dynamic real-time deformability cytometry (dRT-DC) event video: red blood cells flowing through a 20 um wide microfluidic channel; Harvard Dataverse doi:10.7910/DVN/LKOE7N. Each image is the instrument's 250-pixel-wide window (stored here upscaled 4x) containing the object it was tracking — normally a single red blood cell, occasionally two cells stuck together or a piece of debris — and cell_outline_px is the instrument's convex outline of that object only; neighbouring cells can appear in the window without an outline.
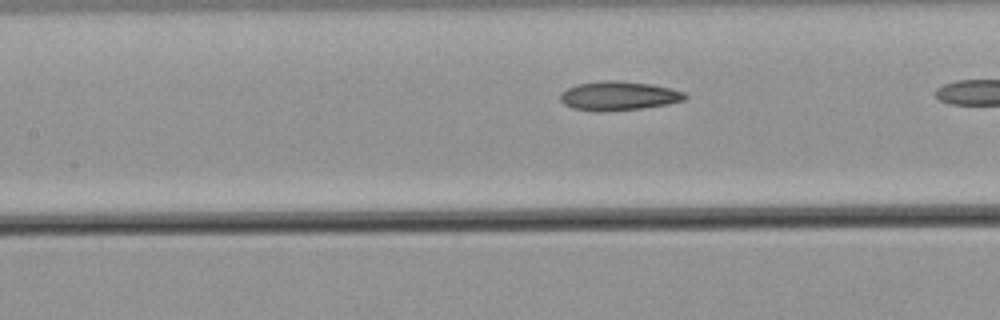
{"species": "common noctule bat (a hibernating species)", "species_latin": "Nyctalus noctula", "temperature_condition": "warm", "stored_images_in_passage": 15, "camera_frame_rate_fps": 3000, "um_per_image_px": 0.085, "animal": {"sex": "male", "body_mass_g": 21.5, "forearm_length_mm": 52.0}, "frame": {"image": 1, "passage_image": 13, "time_ms": 4.0, "image_size_px": [1000, 320], "cell_outline_px": [[688, 96], [684, 100], [668, 104], [640, 108], [604, 112], [596, 112], [572, 108], [564, 104], [560, 100], [560, 92], [576, 84], [604, 80], [616, 80], [652, 84], [672, 88], [684, 92]], "centroid_in_image_um": [52.56, 8.15], "position_along_channel_um": 154.8, "area_um2": 21.33}}